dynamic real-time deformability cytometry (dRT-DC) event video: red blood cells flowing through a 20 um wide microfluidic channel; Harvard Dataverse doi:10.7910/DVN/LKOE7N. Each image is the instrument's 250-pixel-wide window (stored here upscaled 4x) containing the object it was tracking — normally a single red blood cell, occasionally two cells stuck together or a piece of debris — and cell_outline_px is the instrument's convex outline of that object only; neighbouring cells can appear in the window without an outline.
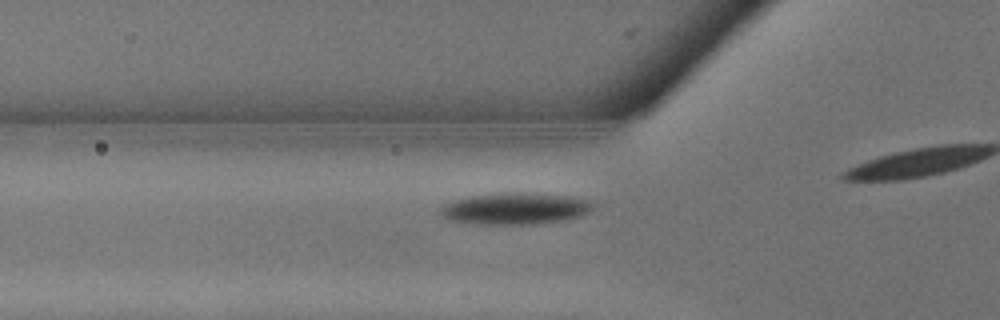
{"species": "common noctule bat (a hibernating species)", "species_latin": "Nyctalus noctula", "temperature_condition": "warm", "stored_images_in_passage": 7, "camera_frame_rate_fps": 3000, "um_per_image_px": 0.085, "animal": {"sex": "male", "body_mass_g": 13.3}, "frame": {"image": 1, "passage_image": 4, "time_ms": 1.0, "image_size_px": [1000, 320], "cell_outline_px": [[596, 204], [588, 212], [576, 216], [560, 220], [532, 224], [480, 224], [448, 220], [436, 212], [436, 208], [452, 200], [468, 196], [496, 192], [540, 192], [572, 196], [588, 200]], "centroid_in_image_um": [43.7, 17.69], "position_along_channel_um": 82.1, "area_um2": 28.73}}
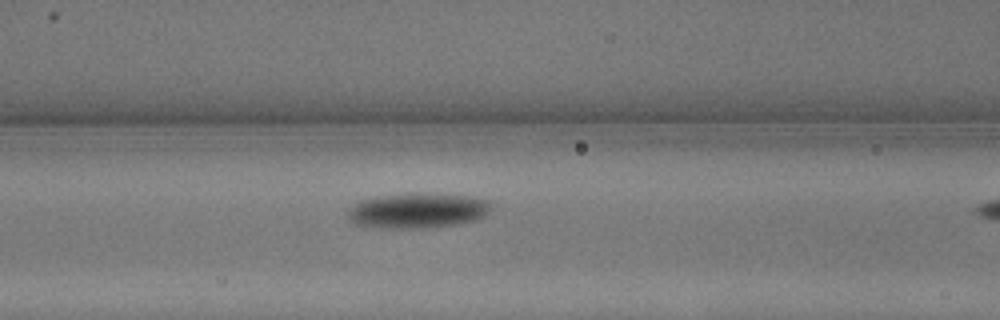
{"frame": {"image": 2, "passage_image": 6, "time_ms": 1.667, "image_size_px": [1000, 320], "cell_outline_px": [[492, 204], [488, 212], [484, 216], [476, 220], [456, 224], [424, 228], [380, 228], [356, 224], [348, 216], [348, 212], [360, 200], [384, 196], [416, 192], [428, 192], [468, 196], [492, 200]], "centroid_in_image_um": [35.58, 17.88], "position_along_channel_um": 131.0, "area_um2": 29.42}}